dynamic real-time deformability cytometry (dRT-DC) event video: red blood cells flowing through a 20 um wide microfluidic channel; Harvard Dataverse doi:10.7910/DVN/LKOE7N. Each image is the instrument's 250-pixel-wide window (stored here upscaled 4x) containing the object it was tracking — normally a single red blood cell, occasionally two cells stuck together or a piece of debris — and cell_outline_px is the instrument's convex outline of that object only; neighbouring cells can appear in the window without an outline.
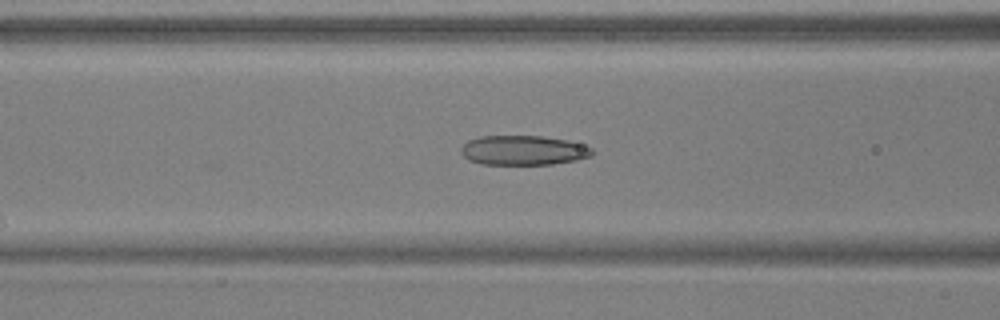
{"species": "common noctule bat (a hibernating species)", "species_latin": "Nyctalus noctula", "temperature_condition": "warm", "stored_images_in_passage": 7, "camera_frame_rate_fps": 3000, "um_per_image_px": 0.085, "animal": {"sex": "male", "body_mass_g": 17.9, "forearm_length_mm": 54.2}, "frame": {"image": 1, "passage_image": 7, "time_ms": 2.0, "image_size_px": [1000, 320], "cell_outline_px": [[592, 156], [576, 160], [552, 164], [484, 164], [468, 160], [460, 152], [460, 148], [468, 140], [480, 136], [540, 136], [568, 140], [592, 148]], "centroid_in_image_um": [44.46, 12.77], "position_along_channel_um": 122.1, "area_um2": 22.54}}